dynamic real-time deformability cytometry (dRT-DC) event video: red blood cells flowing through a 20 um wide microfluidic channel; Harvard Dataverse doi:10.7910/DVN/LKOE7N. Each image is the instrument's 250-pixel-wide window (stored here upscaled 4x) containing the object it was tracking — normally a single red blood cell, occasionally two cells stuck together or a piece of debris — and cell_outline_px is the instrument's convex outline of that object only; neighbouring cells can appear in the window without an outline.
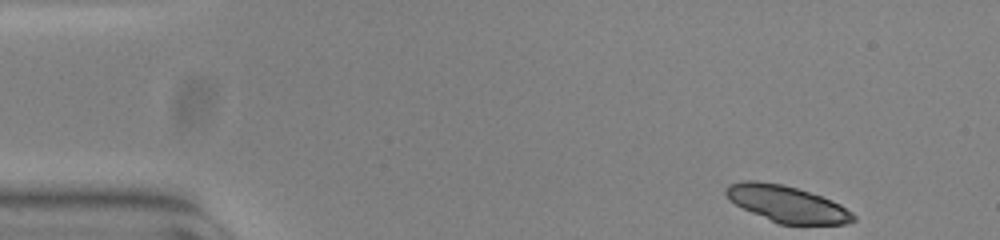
{"species": "common noctule bat (a hibernating species)", "species_latin": "Nyctalus noctula", "temperature_condition": "warm", "stored_images_in_passage": 50, "camera_frame_rate_fps": 3000, "um_per_image_px": 0.085, "animal": {"sex": "female", "body_mass_g": 23.0, "forearm_length_mm": 53.4}, "frame": {"image": 1, "passage_image": 1, "time_ms": 0.0, "image_size_px": [1000, 240], "cell_outline_px": [[856, 220], [844, 224], [780, 224], [752, 212], [736, 204], [724, 192], [724, 188], [728, 184], [748, 180], [756, 180], [780, 184], [796, 188], [832, 200], [840, 204], [852, 212], [856, 216]], "centroid_in_image_um": [66.91, 17.33], "position_along_channel_um": 18.1, "area_um2": 26.65}}
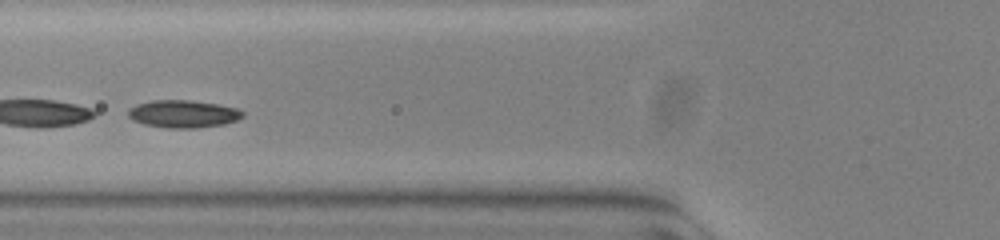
{"frame": {"image": 2, "passage_image": 17, "time_ms": 5.333, "image_size_px": [1000, 240], "cell_outline_px": [[244, 116], [236, 120], [224, 124], [196, 128], [168, 128], [144, 124], [132, 120], [128, 116], [128, 108], [136, 104], [152, 100], [188, 100], [216, 104], [236, 108], [244, 112]], "centroid_in_image_um": [15.54, 9.68], "position_along_channel_um": 110.3, "area_um2": 18.38}, "authors_computed_cell_mechanics": {"area_um2": 18.496, "velocity_mm_per_s": 3.7259, "shape_relaxation_time_tau1_ms": 0.8223, "shape_relaxation_time_tau2_ms": null, "deformation_change_tau1": 0.0614, "deformation_change_tau2": null}}